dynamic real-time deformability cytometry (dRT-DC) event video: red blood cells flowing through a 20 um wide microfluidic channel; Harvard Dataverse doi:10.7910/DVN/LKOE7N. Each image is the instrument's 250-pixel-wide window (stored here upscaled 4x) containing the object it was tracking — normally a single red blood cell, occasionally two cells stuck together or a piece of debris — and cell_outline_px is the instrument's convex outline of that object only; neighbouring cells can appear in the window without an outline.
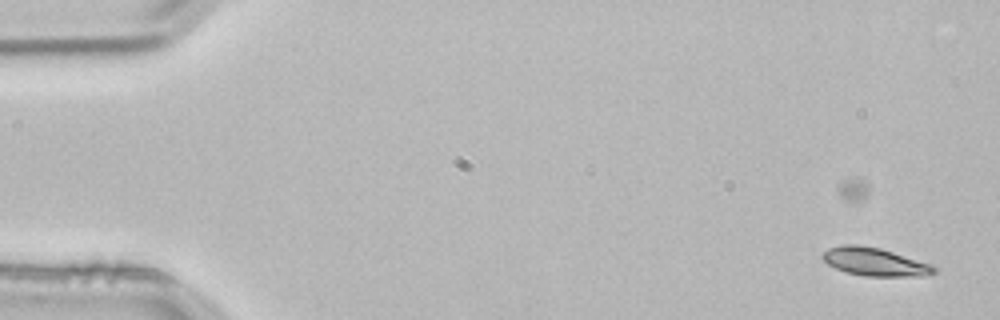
{"species": "common noctule bat (a hibernating species)", "species_latin": "Nyctalus noctula", "temperature_condition": "room temperature", "stored_images_in_passage": 5, "camera_frame_rate_fps": 3000, "um_per_image_px": 0.085, "animal": {"sex": "male", "body_mass_g": 21.5, "forearm_length_mm": 52.0}, "frame": {"image": 1, "passage_image": 2, "time_ms": 0.333, "image_size_px": [1000, 320], "cell_outline_px": [[940, 272], [920, 276], [864, 276], [848, 272], [836, 268], [828, 264], [820, 256], [820, 252], [828, 248], [840, 244], [856, 244], [880, 248], [932, 264]], "centroid_in_image_um": [74.34, 22.24], "position_along_channel_um": 10.7, "area_um2": 18.44}}
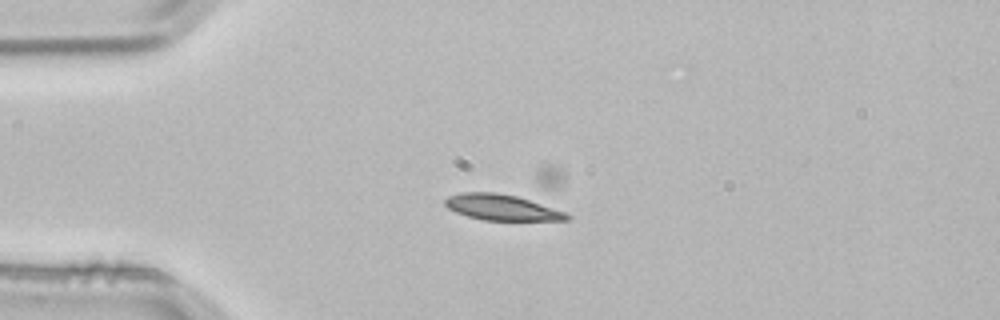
{"frame": {"image": 2, "passage_image": 4, "time_ms": 1.0, "image_size_px": [1000, 320], "cell_outline_px": [[572, 216], [568, 220], [484, 220], [468, 216], [456, 212], [448, 208], [444, 204], [444, 200], [448, 196], [460, 192], [496, 192], [516, 196], [564, 212]], "centroid_in_image_um": [42.59, 17.62], "position_along_channel_um": 42.4, "area_um2": 18.03}}